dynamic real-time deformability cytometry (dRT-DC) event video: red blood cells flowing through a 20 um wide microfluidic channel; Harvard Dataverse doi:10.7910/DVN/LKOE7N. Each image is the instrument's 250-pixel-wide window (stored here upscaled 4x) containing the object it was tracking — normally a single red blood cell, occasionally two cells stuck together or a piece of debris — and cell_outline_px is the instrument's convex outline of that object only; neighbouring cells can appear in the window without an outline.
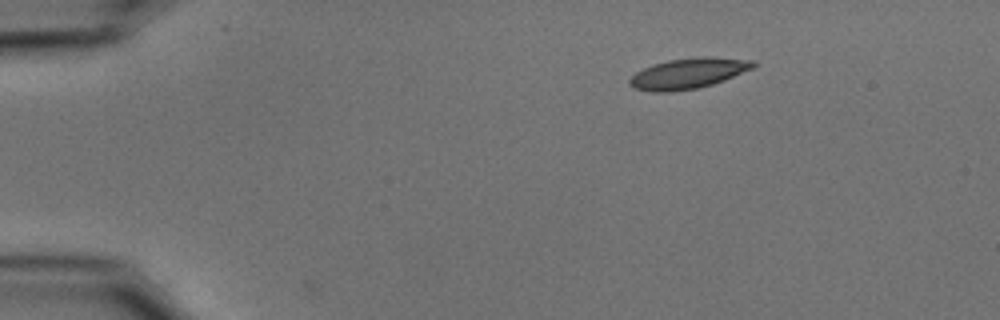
{"species": "common noctule bat (a hibernating species)", "species_latin": "Nyctalus noctula", "temperature_condition": "cold", "stored_images_in_passage": 47, "camera_frame_rate_fps": 3000, "um_per_image_px": 0.085, "animal": {"sex": "male", "body_mass_g": 15.6}, "frame": {"image": 1, "passage_image": 1, "time_ms": 0.0, "image_size_px": [1000, 320], "cell_outline_px": [[756, 64], [752, 68], [724, 80], [712, 84], [696, 88], [672, 92], [652, 92], [636, 88], [628, 84], [628, 80], [636, 72], [652, 64], [668, 60], [700, 56], [712, 56], [756, 60]], "centroid_in_image_um": [58.5, 6.22], "position_along_channel_um": 26.5, "area_um2": 22.08}}
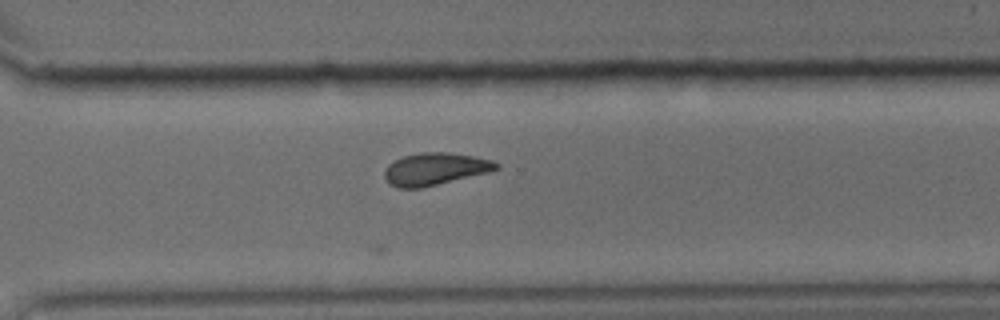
{"frame": {"image": 2, "passage_image": 32, "time_ms": 10.333, "image_size_px": [1000, 320], "cell_outline_px": [[500, 168], [488, 172], [420, 188], [396, 188], [388, 184], [384, 176], [384, 168], [388, 164], [404, 156], [420, 152], [444, 152], [472, 156], [492, 160], [500, 164]], "centroid_in_image_um": [36.94, 14.37], "position_along_channel_um": 333.7, "area_um2": 20.92}}
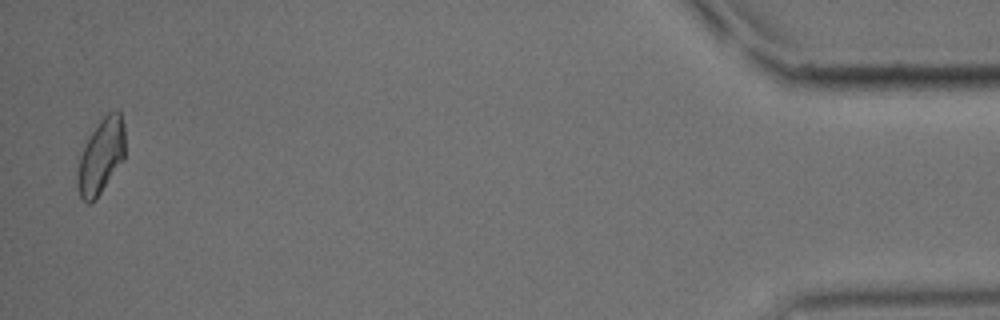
{"frame": {"image": 3, "passage_image": 46, "time_ms": 15.0, "image_size_px": [1000, 320], "cell_outline_px": [[124, 160], [96, 200], [92, 204], [84, 204], [80, 200], [76, 188], [76, 176], [80, 156], [84, 144], [100, 120], [108, 112], [116, 108], [120, 112], [124, 124]], "centroid_in_image_um": [8.56, 13.35], "position_along_channel_um": 426.6, "area_um2": 21.44}}